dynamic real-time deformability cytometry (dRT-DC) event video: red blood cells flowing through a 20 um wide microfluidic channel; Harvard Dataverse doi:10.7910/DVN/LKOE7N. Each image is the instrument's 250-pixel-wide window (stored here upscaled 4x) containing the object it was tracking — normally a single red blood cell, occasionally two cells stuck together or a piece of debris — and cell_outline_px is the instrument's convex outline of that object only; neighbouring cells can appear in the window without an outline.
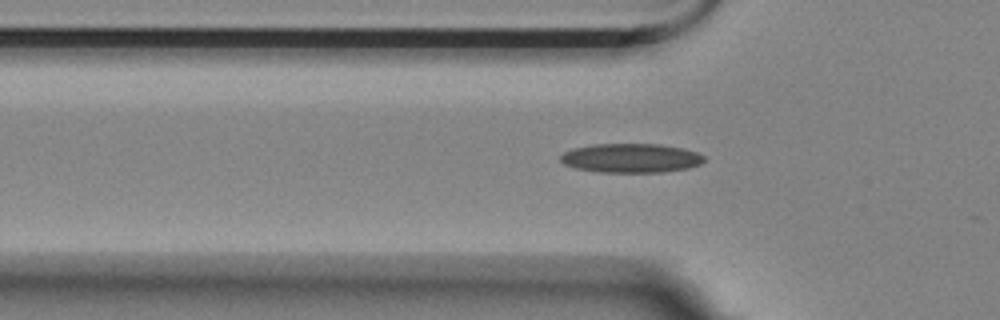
{"species": "Egyptian fruit bat (a non-hibernating species)", "species_latin": "Rousettus aegyptiacus", "temperature_condition": "room temperature", "stored_images_in_passage": 33, "camera_frame_rate_fps": 3000, "um_per_image_px": 0.085, "animal": {"sex": "female"}, "frame": {"image": 1, "passage_image": 5, "time_ms": 1.333, "image_size_px": [1000, 320], "cell_outline_px": [[704, 160], [700, 164], [688, 168], [660, 172], [600, 172], [576, 168], [564, 164], [560, 160], [560, 156], [564, 152], [572, 148], [592, 144], [660, 144], [684, 148], [696, 152], [704, 156]], "centroid_in_image_um": [53.62, 13.43], "position_along_channel_um": 72.2, "area_um2": 24.39}}
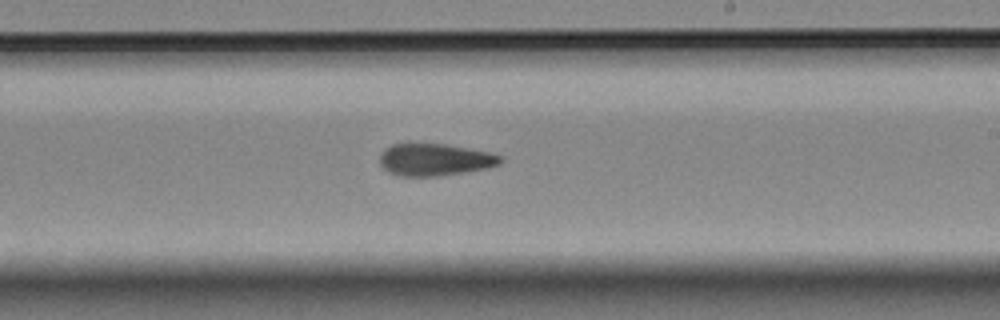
{"frame": {"image": 2, "passage_image": 20, "time_ms": 6.333, "image_size_px": [1000, 320], "cell_outline_px": [[504, 160], [500, 164], [488, 168], [440, 176], [400, 176], [388, 172], [380, 164], [380, 156], [384, 148], [392, 144], [408, 140], [448, 144], [488, 152], [504, 156]], "centroid_in_image_um": [36.93, 13.52], "position_along_channel_um": 252.1, "area_um2": 23.52}}
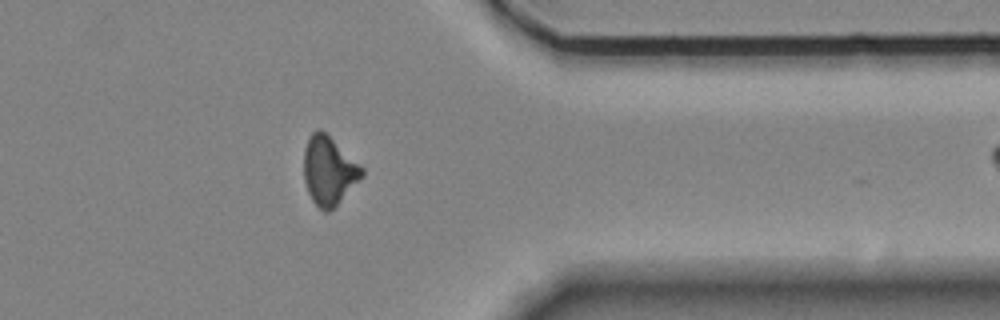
{"frame": {"image": 3, "passage_image": 32, "time_ms": 10.333, "image_size_px": [1000, 320], "cell_outline_px": [[364, 176], [328, 212], [324, 212], [312, 200], [308, 192], [304, 180], [304, 148], [308, 136], [316, 128], [320, 128], [364, 168]], "centroid_in_image_um": [27.93, 14.48], "position_along_channel_um": 383.5, "area_um2": 23.0}}